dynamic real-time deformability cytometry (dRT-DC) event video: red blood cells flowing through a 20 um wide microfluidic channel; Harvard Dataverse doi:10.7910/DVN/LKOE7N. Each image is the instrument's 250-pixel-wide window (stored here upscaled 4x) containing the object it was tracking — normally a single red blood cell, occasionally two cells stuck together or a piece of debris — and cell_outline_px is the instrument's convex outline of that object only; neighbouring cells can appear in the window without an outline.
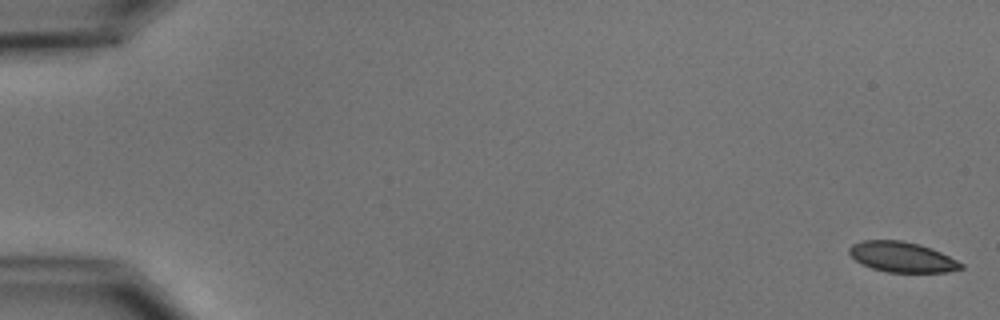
{"species": "common noctule bat (a hibernating species)", "species_latin": "Nyctalus noctula", "temperature_condition": "cold", "stored_images_in_passage": 8, "camera_frame_rate_fps": 3000, "um_per_image_px": 0.085, "animal": {"sex": "male", "body_mass_g": 15.6}, "frame": {"image": 1, "passage_image": 1, "time_ms": 0.0, "image_size_px": [1000, 320], "cell_outline_px": [[964, 268], [948, 272], [888, 272], [872, 268], [856, 260], [848, 252], [848, 248], [852, 244], [864, 240], [904, 240], [920, 244], [932, 248], [964, 264]], "centroid_in_image_um": [76.69, 21.83], "position_along_channel_um": 8.3, "area_um2": 19.71}}
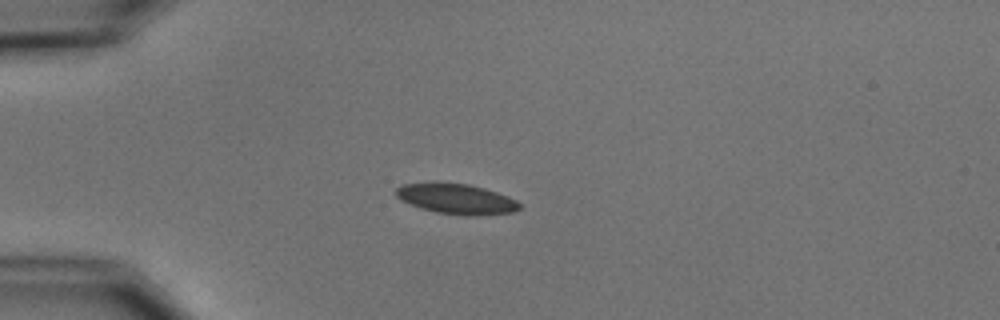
{"frame": {"image": 2, "passage_image": 5, "time_ms": 4.667, "image_size_px": [1000, 320], "cell_outline_px": [[520, 208], [512, 212], [480, 216], [468, 216], [436, 212], [420, 208], [400, 200], [396, 196], [396, 188], [400, 184], [436, 180], [468, 184], [484, 188], [508, 196], [516, 200], [520, 204]], "centroid_in_image_um": [38.73, 16.87], "position_along_channel_um": 46.3, "area_um2": 22.43}}